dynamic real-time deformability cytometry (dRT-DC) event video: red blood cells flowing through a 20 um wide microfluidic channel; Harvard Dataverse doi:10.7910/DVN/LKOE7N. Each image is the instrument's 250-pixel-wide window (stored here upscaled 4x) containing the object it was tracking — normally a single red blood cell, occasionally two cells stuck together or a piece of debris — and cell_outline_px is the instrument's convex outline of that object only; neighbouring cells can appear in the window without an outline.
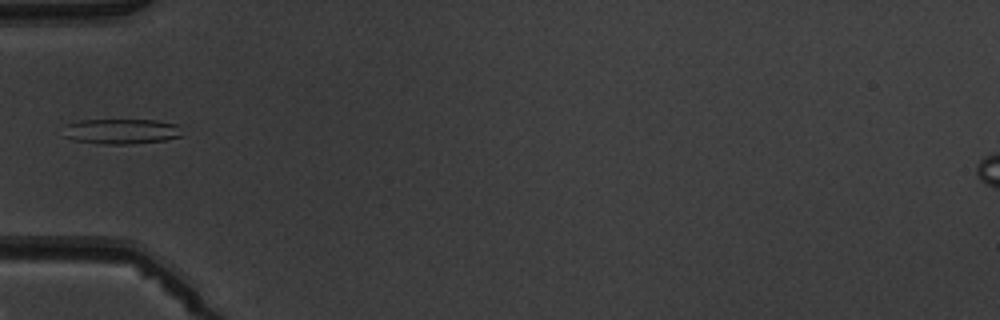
{"species": "common noctule bat (a hibernating species)", "species_latin": "Nyctalus noctula", "temperature_condition": "warm", "stored_images_in_passage": 6, "camera_frame_rate_fps": 3000, "um_per_image_px": 0.085, "animal": {"sex": "male", "body_mass_g": 19.5, "forearm_length_mm": 54.6}, "frame": {"image": 1, "passage_image": 5, "time_ms": 5.667, "image_size_px": [1000, 320], "cell_outline_px": [[180, 136], [164, 140], [128, 144], [104, 144], [72, 140], [64, 136], [64, 124], [80, 120], [156, 120], [176, 124]], "centroid_in_image_um": [10.21, 11.16], "position_along_channel_um": 74.8, "area_um2": 17.28}}
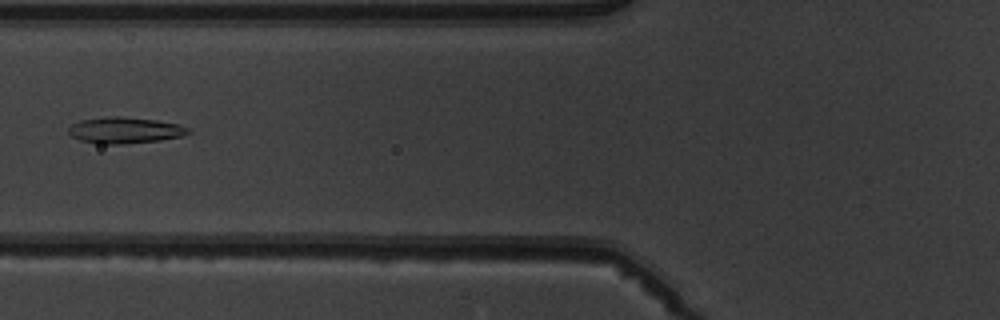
{"frame": {"image": 2, "passage_image": 6, "time_ms": 6.667, "image_size_px": [1000, 320], "cell_outline_px": [[192, 132], [184, 136], [160, 140], [124, 144], [96, 144], [80, 140], [72, 136], [68, 132], [68, 128], [72, 124], [80, 120], [108, 116], [120, 116], [156, 120], [180, 124], [188, 128]], "centroid_in_image_um": [10.62, 11.07], "position_along_channel_um": 115.2, "area_um2": 18.5}}